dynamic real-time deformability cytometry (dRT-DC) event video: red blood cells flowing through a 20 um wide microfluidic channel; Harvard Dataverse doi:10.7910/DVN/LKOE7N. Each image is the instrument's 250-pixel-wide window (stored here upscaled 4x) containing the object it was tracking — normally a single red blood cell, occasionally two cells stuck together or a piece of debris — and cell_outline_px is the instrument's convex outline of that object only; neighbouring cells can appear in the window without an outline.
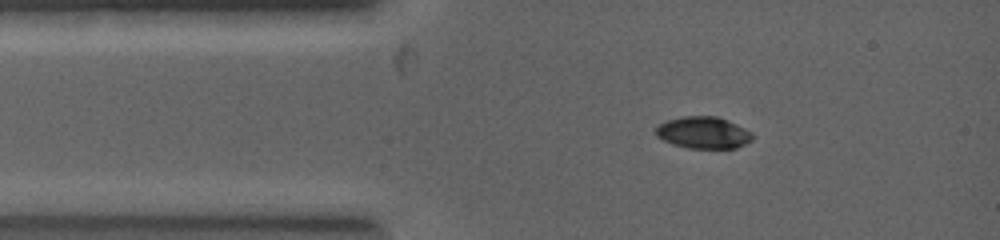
{"species": "common noctule bat (a hibernating species)", "species_latin": "Nyctalus noctula", "temperature_condition": "warm", "stored_images_in_passage": 3, "camera_frame_rate_fps": 5000, "um_per_image_px": 0.085, "animal": {"sex": "female", "body_mass_g": 19.0, "forearm_length_mm": 53.3}, "frame": {"image": 1, "passage_image": 1, "time_ms": 0.0, "image_size_px": [1000, 240], "cell_outline_px": [[752, 140], [736, 148], [688, 148], [672, 144], [656, 136], [656, 124], [668, 120], [684, 116], [716, 116], [728, 120], [752, 132]], "centroid_in_image_um": [59.76, 11.27], "position_along_channel_um": 25.2, "area_um2": 17.92}}